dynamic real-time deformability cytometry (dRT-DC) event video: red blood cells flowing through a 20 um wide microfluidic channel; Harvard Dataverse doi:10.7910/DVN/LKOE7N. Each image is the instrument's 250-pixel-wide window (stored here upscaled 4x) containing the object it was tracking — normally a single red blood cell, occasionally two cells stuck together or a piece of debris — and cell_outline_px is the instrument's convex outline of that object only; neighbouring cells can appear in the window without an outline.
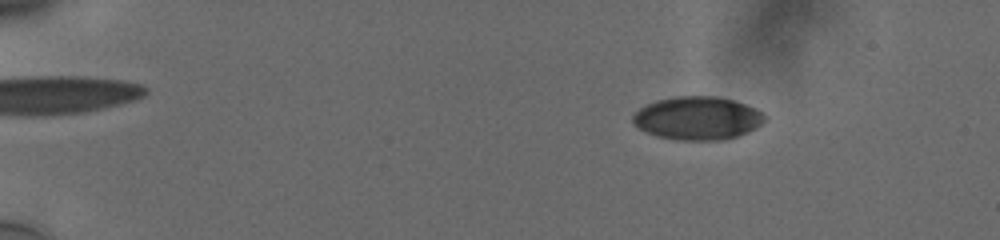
{"species": "human", "species_latin": "Homo sapiens", "temperature_condition": "cold", "stored_images_in_passage": 59, "camera_frame_rate_fps": 3000, "um_per_image_px": 0.085, "donor": {"sex": "male"}, "frame": {"image": 1, "passage_image": 11, "time_ms": 3.333, "image_size_px": [1000, 240], "cell_outline_px": [[764, 120], [756, 128], [748, 132], [724, 140], [680, 140], [656, 136], [632, 124], [632, 116], [640, 108], [656, 100], [676, 96], [716, 96], [732, 100], [756, 108], [764, 116]], "centroid_in_image_um": [59.27, 10.04], "position_along_channel_um": 25.7, "area_um2": 33.0}}
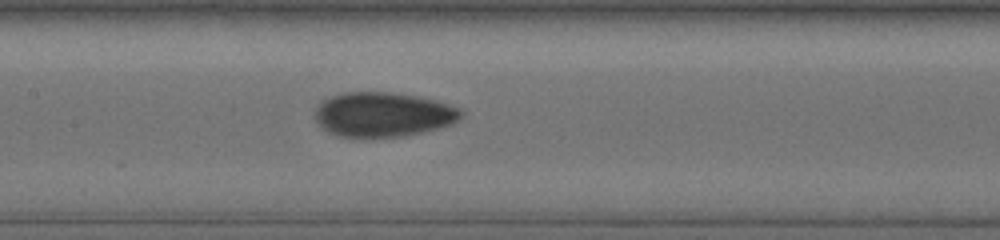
{"frame": {"image": 2, "passage_image": 32, "time_ms": 10.333, "image_size_px": [1000, 240], "cell_outline_px": [[464, 112], [452, 124], [420, 132], [400, 136], [340, 136], [328, 132], [320, 128], [316, 120], [316, 108], [328, 96], [344, 92], [388, 92], [416, 96], [432, 100], [460, 108]], "centroid_in_image_um": [32.51, 9.72], "position_along_channel_um": 174.9, "area_um2": 37.34}}
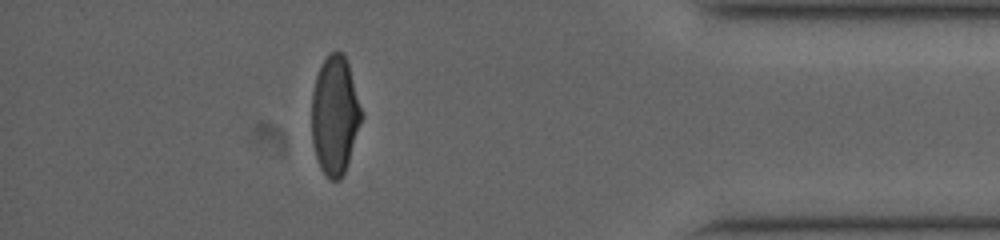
{"frame": {"image": 3, "passage_image": 53, "time_ms": 17.333, "image_size_px": [1000, 240], "cell_outline_px": [[364, 116], [344, 172], [340, 180], [332, 180], [320, 168], [316, 156], [312, 140], [312, 92], [316, 76], [320, 64], [332, 52], [340, 52], [344, 56], [348, 64], [364, 112]], "centroid_in_image_um": [28.48, 9.79], "position_along_channel_um": 406.7, "area_um2": 34.39}, "authors_computed_cell_mechanics": {"area_um2": 35.1424, "velocity_mm_per_s": 3.7726, "shape_relaxation_time_tau1_ms": 6.1229, "shape_relaxation_time_tau2_ms": 1.3139, "deformation_change_tau1": 0.1764, "deformation_change_tau2": 0.0546}}